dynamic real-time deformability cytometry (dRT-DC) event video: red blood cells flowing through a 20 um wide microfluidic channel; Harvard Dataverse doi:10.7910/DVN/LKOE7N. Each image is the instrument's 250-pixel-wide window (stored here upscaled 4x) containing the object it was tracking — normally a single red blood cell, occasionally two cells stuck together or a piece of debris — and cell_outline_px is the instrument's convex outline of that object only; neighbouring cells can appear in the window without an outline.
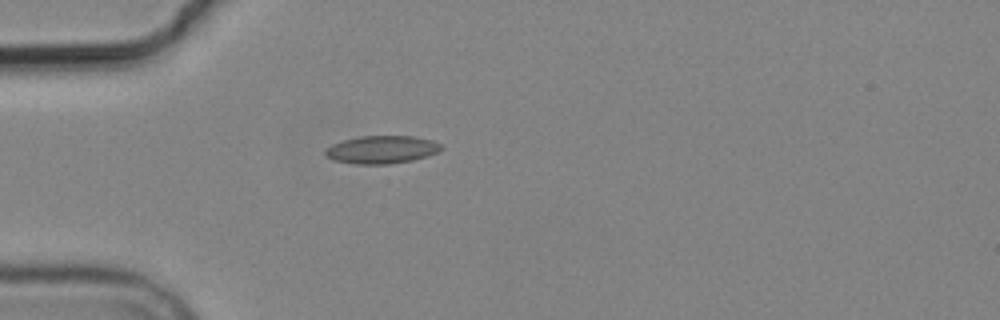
{"species": "common noctule bat (a hibernating species)", "species_latin": "Nyctalus noctula", "temperature_condition": "cold", "stored_images_in_passage": 1, "camera_frame_rate_fps": 3000, "um_per_image_px": 0.085, "animal": {"sex": "male", "body_mass_g": 19.2, "forearm_length_mm": 51.8}, "frame": {"image": 1, "passage_image": 1, "time_ms": 0.0, "image_size_px": [1000, 320], "cell_outline_px": [[444, 148], [428, 156], [412, 160], [392, 164], [356, 164], [332, 160], [324, 156], [324, 152], [332, 144], [344, 140], [360, 136], [416, 136], [432, 140], [440, 144]], "centroid_in_image_um": [32.44, 12.72], "position_along_channel_um": 52.6, "area_um2": 18.9}}